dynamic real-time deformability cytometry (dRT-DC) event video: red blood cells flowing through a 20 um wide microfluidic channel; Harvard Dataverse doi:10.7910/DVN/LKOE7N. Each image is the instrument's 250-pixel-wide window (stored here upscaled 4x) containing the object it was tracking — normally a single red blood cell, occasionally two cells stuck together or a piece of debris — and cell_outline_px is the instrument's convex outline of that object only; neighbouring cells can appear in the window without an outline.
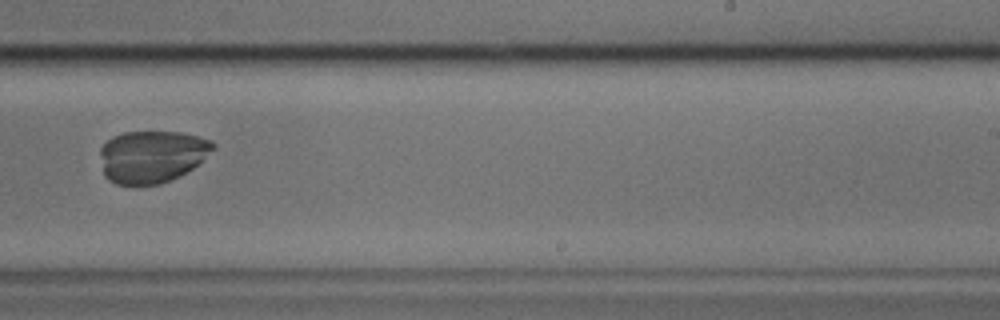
{"species": "common noctule bat (a hibernating species)", "species_latin": "Nyctalus noctula", "temperature_condition": "cold", "stored_images_in_passage": 50, "camera_frame_rate_fps": 3000, "um_per_image_px": 0.085, "animal": {"sex": "male", "body_mass_g": 17.9, "forearm_length_mm": 54.2}, "frame": {"image": 1, "passage_image": 31, "time_ms": 10.0, "image_size_px": [1000, 320], "cell_outline_px": [[216, 148], [192, 168], [160, 184], [116, 184], [108, 180], [104, 176], [100, 156], [100, 148], [112, 136], [124, 132], [180, 132], [196, 136], [208, 140], [216, 144]], "centroid_in_image_um": [12.87, 13.29], "position_along_channel_um": 276.1, "area_um2": 34.04}}
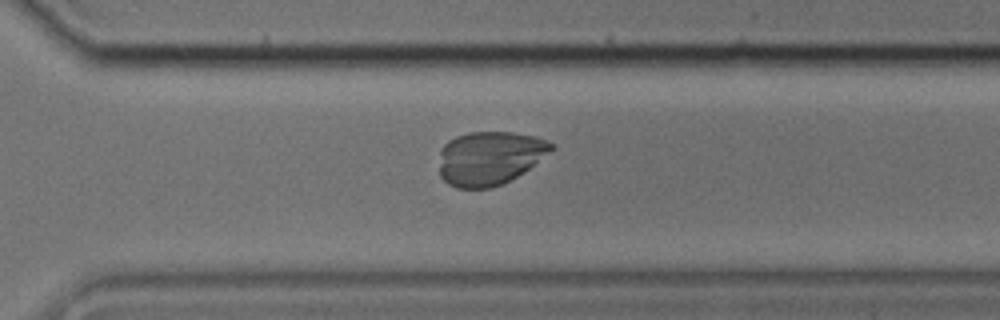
{"frame": {"image": 2, "passage_image": 35, "time_ms": 11.333, "image_size_px": [1000, 320], "cell_outline_px": [[556, 148], [528, 168], [516, 176], [492, 188], [456, 188], [448, 184], [440, 176], [440, 152], [444, 144], [448, 140], [456, 136], [468, 132], [512, 132], [536, 136], [556, 144]], "centroid_in_image_um": [41.62, 13.41], "position_along_channel_um": 329.0, "area_um2": 35.08}}